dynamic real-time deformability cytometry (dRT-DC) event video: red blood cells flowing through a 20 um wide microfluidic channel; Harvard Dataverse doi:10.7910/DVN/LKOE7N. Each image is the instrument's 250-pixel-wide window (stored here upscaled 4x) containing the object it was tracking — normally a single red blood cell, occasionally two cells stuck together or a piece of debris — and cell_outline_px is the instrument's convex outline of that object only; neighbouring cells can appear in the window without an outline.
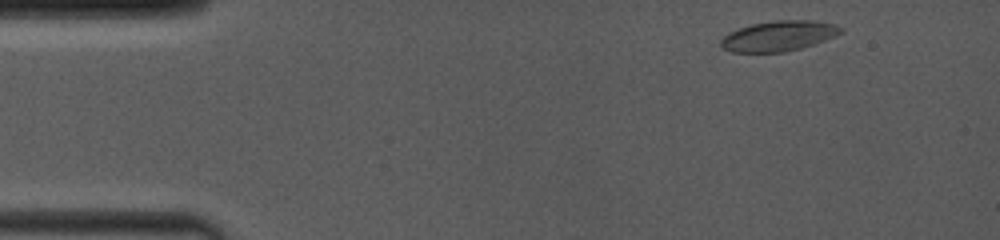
{"species": "common noctule bat (a hibernating species)", "species_latin": "Nyctalus noctula", "temperature_condition": "room temperature", "stored_images_in_passage": 26, "camera_frame_rate_fps": 4000, "um_per_image_px": 0.085, "animal": {"sex": "female", "body_mass_g": 19.0, "forearm_length_mm": 53.3}, "frame": {"image": 1, "passage_image": 2, "time_ms": 0.5, "image_size_px": [1000, 240], "cell_outline_px": [[844, 32], [836, 36], [800, 48], [784, 52], [732, 52], [720, 48], [720, 40], [728, 32], [752, 24], [772, 20], [812, 20], [832, 24], [844, 28]], "centroid_in_image_um": [66.16, 3.05], "position_along_channel_um": 18.8, "area_um2": 21.21}}
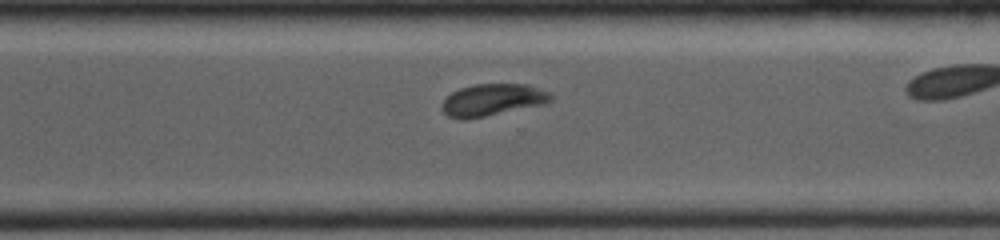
{"frame": {"image": 2, "passage_image": 22, "time_ms": 10.5, "image_size_px": [1000, 240], "cell_outline_px": [[552, 100], [544, 104], [468, 120], [464, 120], [448, 116], [440, 108], [440, 104], [452, 92], [460, 88], [476, 84], [528, 84], [548, 92], [552, 96]], "centroid_in_image_um": [41.83, 8.5], "position_along_channel_um": 328.8, "area_um2": 20.35}}
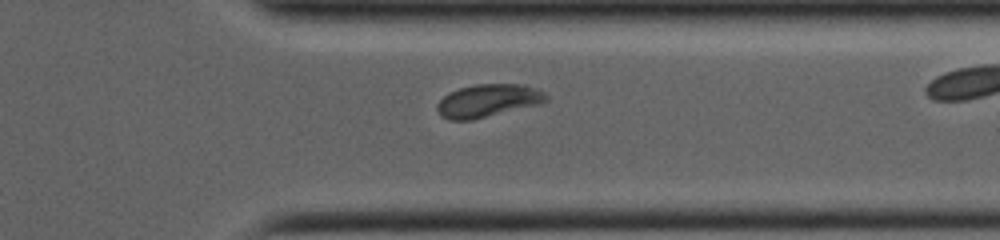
{"frame": {"image": 3, "passage_image": 24, "time_ms": 11.5, "image_size_px": [1000, 240], "cell_outline_px": [[548, 100], [540, 104], [472, 120], [448, 120], [440, 116], [436, 108], [436, 104], [448, 92], [460, 88], [476, 84], [524, 84], [536, 88], [544, 92], [548, 96]], "centroid_in_image_um": [41.47, 8.56], "position_along_channel_um": 369.9, "area_um2": 21.04}}